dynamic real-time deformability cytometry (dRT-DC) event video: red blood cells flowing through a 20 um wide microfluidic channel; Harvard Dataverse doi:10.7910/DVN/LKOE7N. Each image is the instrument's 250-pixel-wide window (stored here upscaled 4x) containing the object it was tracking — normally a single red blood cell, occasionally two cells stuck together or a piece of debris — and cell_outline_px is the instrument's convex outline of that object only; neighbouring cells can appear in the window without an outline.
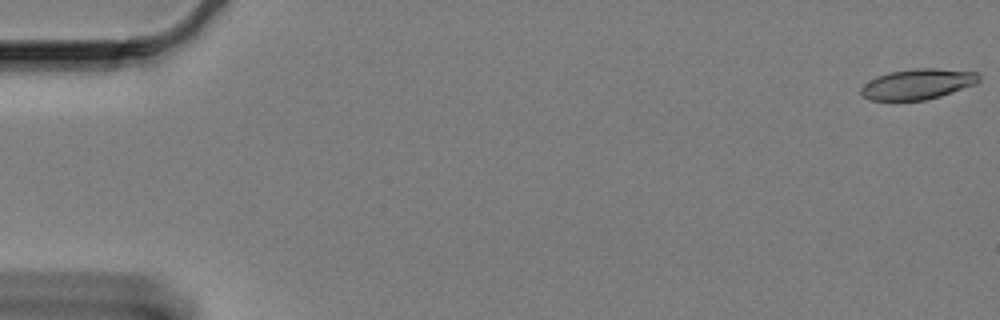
{"species": "Egyptian fruit bat (a non-hibernating species)", "species_latin": "Rousettus aegyptiacus", "temperature_condition": "cold", "stored_images_in_passage": 16, "camera_frame_rate_fps": 3000, "um_per_image_px": 0.085, "animal": {"sex": "female"}, "frame": {"image": 1, "passage_image": 1, "time_ms": 0.0, "image_size_px": [1000, 320], "cell_outline_px": [[980, 80], [976, 84], [940, 96], [924, 100], [872, 100], [864, 96], [860, 92], [860, 88], [868, 80], [876, 76], [888, 72], [916, 68], [936, 68], [980, 72]], "centroid_in_image_um": [78.02, 7.13], "position_along_channel_um": 7.0, "area_um2": 21.04}}
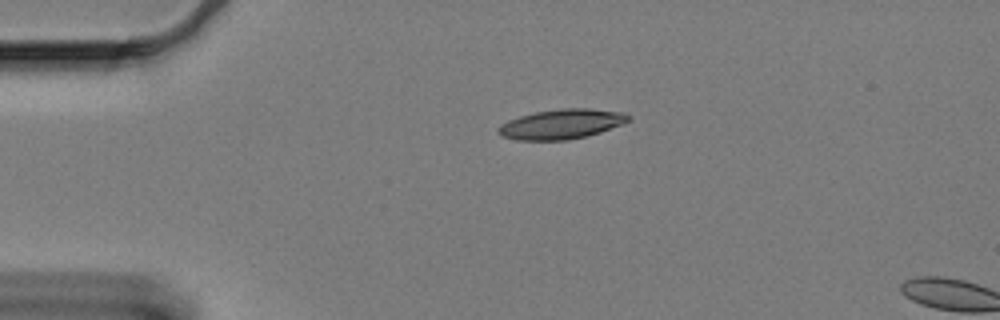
{"frame": {"image": 2, "passage_image": 14, "time_ms": 4.333, "image_size_px": [1000, 320], "cell_outline_px": [[628, 120], [624, 124], [600, 132], [568, 140], [516, 140], [500, 136], [496, 132], [496, 128], [500, 124], [508, 120], [520, 116], [536, 112], [560, 108], [588, 108], [624, 112], [628, 116]], "centroid_in_image_um": [47.67, 10.55], "position_along_channel_um": 37.3, "area_um2": 22.66}}